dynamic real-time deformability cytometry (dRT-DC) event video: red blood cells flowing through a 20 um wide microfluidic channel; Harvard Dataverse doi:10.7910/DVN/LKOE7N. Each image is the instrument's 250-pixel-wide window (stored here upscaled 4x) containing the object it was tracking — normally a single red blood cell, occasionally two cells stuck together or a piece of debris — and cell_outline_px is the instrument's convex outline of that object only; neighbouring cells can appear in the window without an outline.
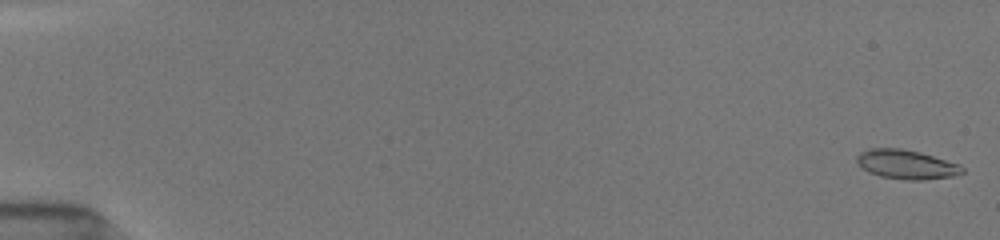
{"species": "common noctule bat (a hibernating species)", "species_latin": "Nyctalus noctula", "temperature_condition": "room temperature", "stored_images_in_passage": 34, "camera_frame_rate_fps": 3000, "um_per_image_px": 0.085, "animal": {"sex": "female", "body_mass_g": 19.5, "forearm_length_mm": 54.1}, "frame": {"image": 1, "passage_image": 1, "time_ms": 0.0, "image_size_px": [1000, 240], "cell_outline_px": [[964, 172], [952, 176], [924, 180], [908, 180], [880, 176], [868, 172], [856, 160], [856, 156], [860, 152], [872, 148], [900, 148], [920, 152], [960, 164], [964, 168]], "centroid_in_image_um": [77.06, 13.97], "position_along_channel_um": 7.9, "area_um2": 17.86}}
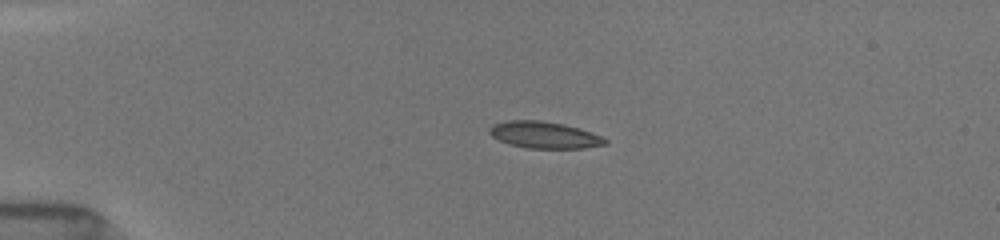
{"frame": {"image": 2, "passage_image": 33, "time_ms": 4.0, "image_size_px": [1000, 240], "cell_outline_px": [[608, 144], [584, 148], [528, 148], [508, 144], [492, 136], [488, 132], [488, 128], [492, 124], [504, 120], [540, 120], [564, 124], [580, 128], [600, 136], [608, 140]], "centroid_in_image_um": [46.24, 11.46], "position_along_channel_um": 38.8, "area_um2": 18.15}}